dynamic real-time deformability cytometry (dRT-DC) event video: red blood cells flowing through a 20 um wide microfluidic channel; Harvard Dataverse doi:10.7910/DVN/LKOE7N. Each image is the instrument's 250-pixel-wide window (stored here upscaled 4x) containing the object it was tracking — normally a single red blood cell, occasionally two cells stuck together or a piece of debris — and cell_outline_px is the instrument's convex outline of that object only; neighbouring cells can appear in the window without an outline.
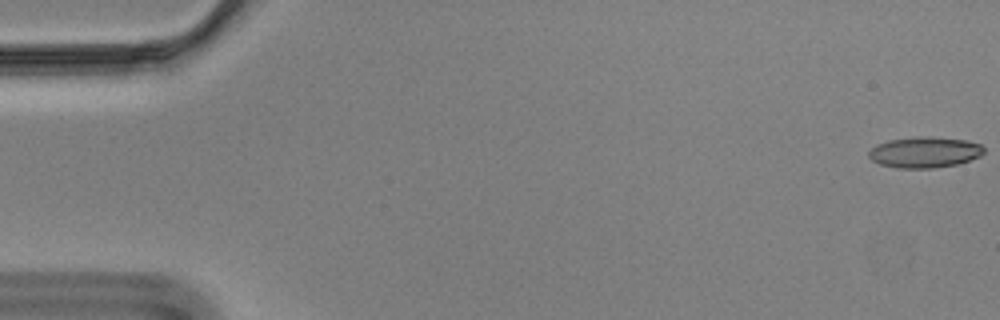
{"species": "Egyptian fruit bat (a non-hibernating species)", "species_latin": "Rousettus aegyptiacus", "temperature_condition": "cold", "stored_images_in_passage": 58, "camera_frame_rate_fps": 3000, "um_per_image_px": 0.085, "animal": {"sex": "male"}, "frame": {"image": 1, "passage_image": 1, "time_ms": 0.0, "image_size_px": [1000, 320], "cell_outline_px": [[984, 152], [980, 156], [956, 164], [932, 168], [900, 168], [880, 164], [872, 160], [868, 156], [868, 152], [876, 144], [888, 140], [920, 136], [964, 140], [980, 144], [984, 148]], "centroid_in_image_um": [78.56, 12.94], "position_along_channel_um": 6.4, "area_um2": 20.46}}
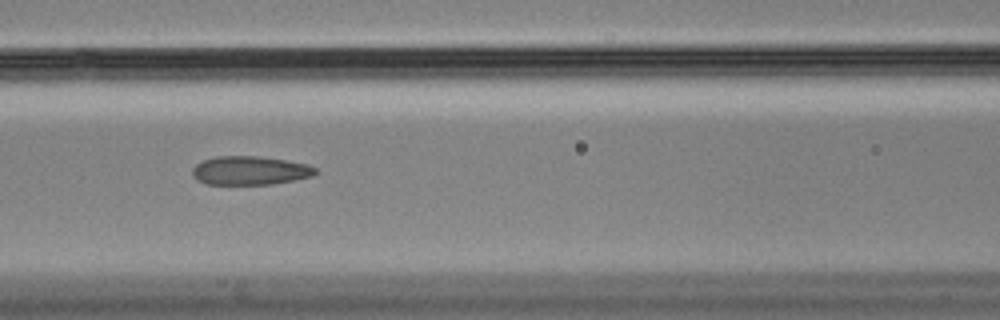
{"frame": {"image": 2, "passage_image": 25, "time_ms": 8.0, "image_size_px": [1000, 320], "cell_outline_px": [[316, 172], [312, 176], [296, 180], [272, 184], [204, 184], [196, 180], [192, 176], [192, 168], [196, 164], [204, 160], [216, 156], [260, 156], [308, 164], [316, 168]], "centroid_in_image_um": [21.22, 14.5], "position_along_channel_um": 145.4, "area_um2": 20.69}}
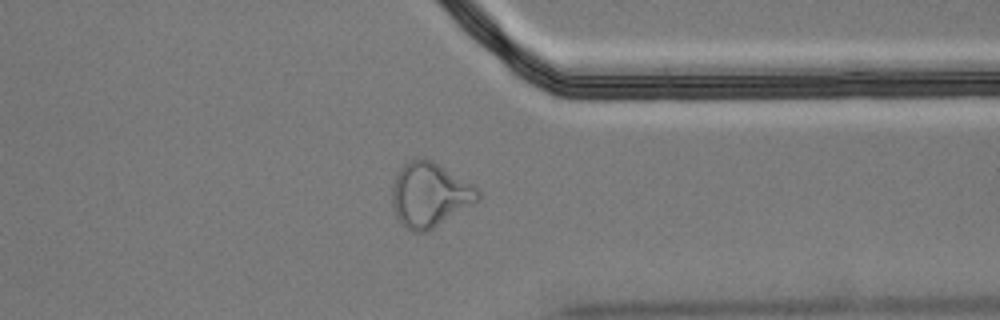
{"frame": {"image": 3, "passage_image": 45, "time_ms": 14.667, "image_size_px": [1000, 320], "cell_outline_px": [[480, 200], [432, 228], [424, 232], [412, 232], [400, 224], [392, 208], [392, 184], [400, 168], [408, 160], [432, 160], [476, 188], [480, 192]], "centroid_in_image_um": [36.47, 16.58], "position_along_channel_um": 374.9, "area_um2": 31.67}, "authors_computed_cell_mechanics": {"area_um2": 21.2993, "velocity_mm_per_s": 3.5029, "shape_relaxation_time_tau1_ms": null, "shape_relaxation_time_tau2_ms": 2.0685, "deformation_change_tau1": null, "deformation_change_tau2": 0.1116}}